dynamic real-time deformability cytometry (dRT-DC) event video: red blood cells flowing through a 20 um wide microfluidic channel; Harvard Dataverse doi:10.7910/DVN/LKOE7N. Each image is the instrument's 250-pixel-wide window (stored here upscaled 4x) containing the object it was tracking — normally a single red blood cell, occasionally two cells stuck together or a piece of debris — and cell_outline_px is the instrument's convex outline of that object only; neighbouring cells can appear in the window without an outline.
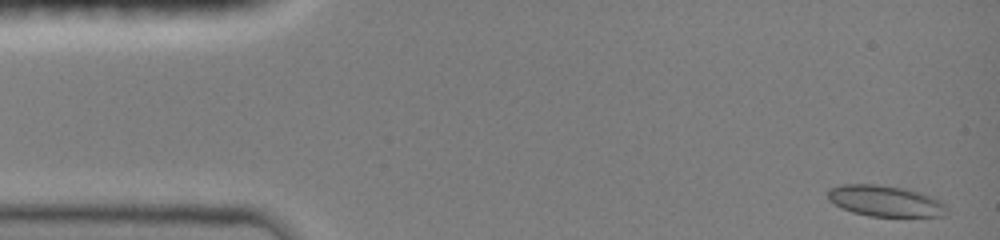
{"species": "common noctule bat (a hibernating species)", "species_latin": "Nyctalus noctula", "temperature_condition": "room temperature", "stored_images_in_passage": 47, "camera_frame_rate_fps": 3000, "um_per_image_px": 0.085, "animal": {"sex": "female", "body_mass_g": 19.0, "forearm_length_mm": 51.5}, "frame": {"image": 1, "passage_image": 2, "time_ms": 0.333, "image_size_px": [1000, 240], "cell_outline_px": [[948, 216], [868, 216], [852, 212], [840, 208], [828, 200], [828, 188], [840, 184], [876, 184], [904, 188], [920, 192], [940, 200], [944, 204], [948, 212]], "centroid_in_image_um": [75.22, 17.08], "position_along_channel_um": 9.8, "area_um2": 21.73}}
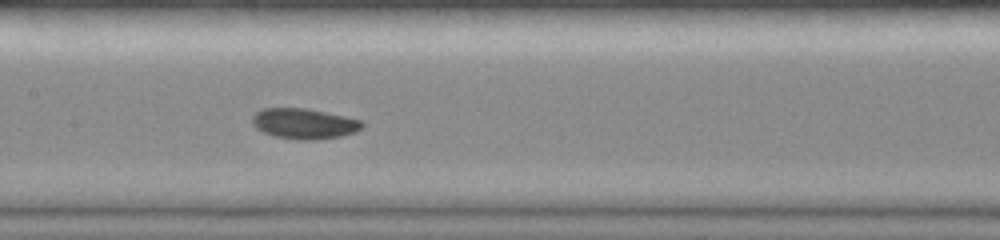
{"frame": {"image": 2, "passage_image": 23, "time_ms": 7.333, "image_size_px": [1000, 240], "cell_outline_px": [[364, 124], [356, 132], [340, 136], [312, 140], [300, 140], [272, 136], [256, 128], [252, 124], [252, 116], [256, 112], [264, 108], [304, 108], [344, 116], [360, 120]], "centroid_in_image_um": [25.81, 10.51], "position_along_channel_um": 181.6, "area_um2": 19.36}}
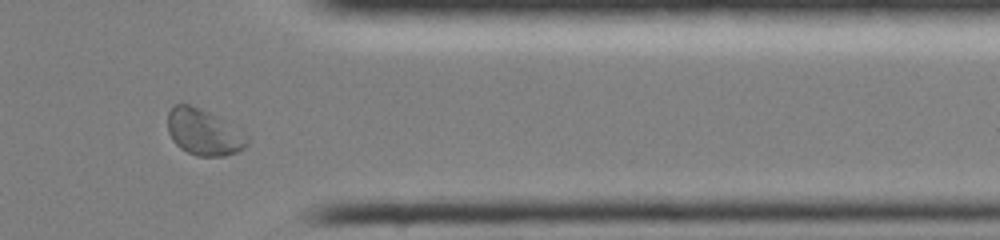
{"frame": {"image": 3, "passage_image": 39, "time_ms": 12.667, "image_size_px": [1000, 240], "cell_outline_px": [[248, 144], [244, 148], [236, 152], [224, 156], [196, 156], [180, 148], [172, 140], [168, 132], [168, 112], [172, 104], [192, 104], [208, 112], [248, 136]], "centroid_in_image_um": [17.27, 11.24], "position_along_channel_um": 394.1, "area_um2": 21.15}, "authors_computed_cell_mechanics": {"area_um2": 19.5942, "velocity_mm_per_s": 4.0169, "shape_relaxation_time_tau1_ms": 4.6313, "shape_relaxation_time_tau2_ms": null, "deformation_change_tau1": 0.1009, "deformation_change_tau2": null}}